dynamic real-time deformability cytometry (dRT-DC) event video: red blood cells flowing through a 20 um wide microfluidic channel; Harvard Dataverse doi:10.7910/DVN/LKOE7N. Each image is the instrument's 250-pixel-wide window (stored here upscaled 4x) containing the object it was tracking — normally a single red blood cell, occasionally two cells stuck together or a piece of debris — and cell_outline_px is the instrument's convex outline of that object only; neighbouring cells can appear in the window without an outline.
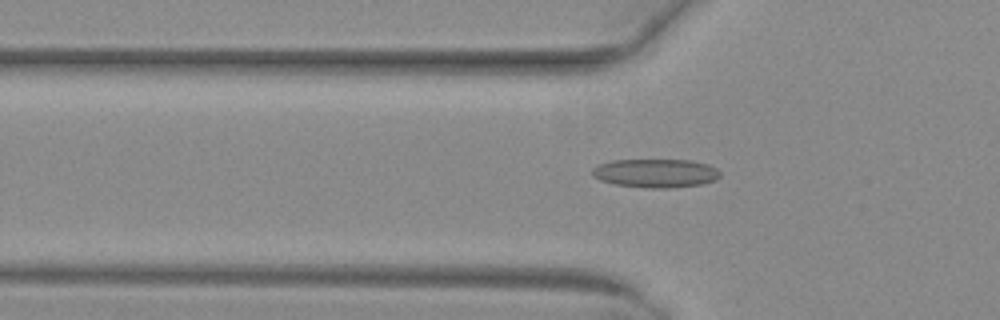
{"species": "common noctule bat (a hibernating species)", "species_latin": "Nyctalus noctula", "temperature_condition": "warm", "stored_images_in_passage": 32, "camera_frame_rate_fps": 3000, "um_per_image_px": 0.085, "animal": {"sex": "female", "body_mass_g": 29.2, "forearm_length_mm": 56.3}, "frame": {"image": 1, "passage_image": 4, "time_ms": 1.0, "image_size_px": [1000, 320], "cell_outline_px": [[720, 176], [716, 180], [704, 184], [668, 188], [648, 188], [616, 184], [600, 180], [592, 176], [592, 168], [600, 164], [612, 160], [692, 160], [708, 164], [716, 168], [720, 172]], "centroid_in_image_um": [55.76, 14.72], "position_along_channel_um": 70.0, "area_um2": 21.44}}
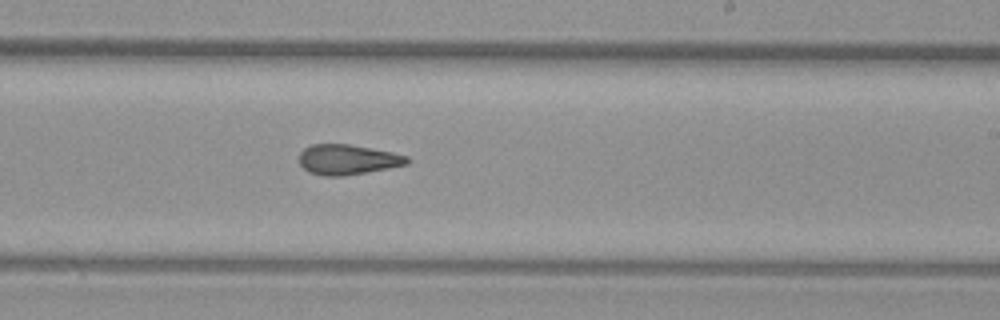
{"frame": {"image": 2, "passage_image": 18, "time_ms": 5.667, "image_size_px": [1000, 320], "cell_outline_px": [[412, 160], [408, 164], [368, 172], [344, 176], [324, 176], [308, 172], [300, 164], [300, 152], [304, 148], [312, 144], [348, 144], [372, 148], [392, 152], [408, 156]], "centroid_in_image_um": [29.57, 13.56], "position_along_channel_um": 259.4, "area_um2": 19.07}}
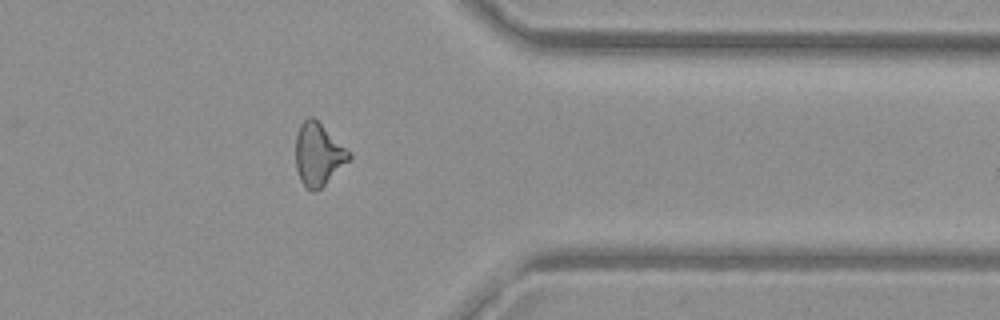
{"frame": {"image": 3, "passage_image": 28, "time_ms": 9.0, "image_size_px": [1000, 320], "cell_outline_px": [[352, 156], [316, 192], [312, 192], [300, 180], [296, 168], [296, 136], [300, 124], [308, 116], [312, 116], [352, 152]], "centroid_in_image_um": [27.05, 13.1], "position_along_channel_um": 384.4, "area_um2": 19.19}}